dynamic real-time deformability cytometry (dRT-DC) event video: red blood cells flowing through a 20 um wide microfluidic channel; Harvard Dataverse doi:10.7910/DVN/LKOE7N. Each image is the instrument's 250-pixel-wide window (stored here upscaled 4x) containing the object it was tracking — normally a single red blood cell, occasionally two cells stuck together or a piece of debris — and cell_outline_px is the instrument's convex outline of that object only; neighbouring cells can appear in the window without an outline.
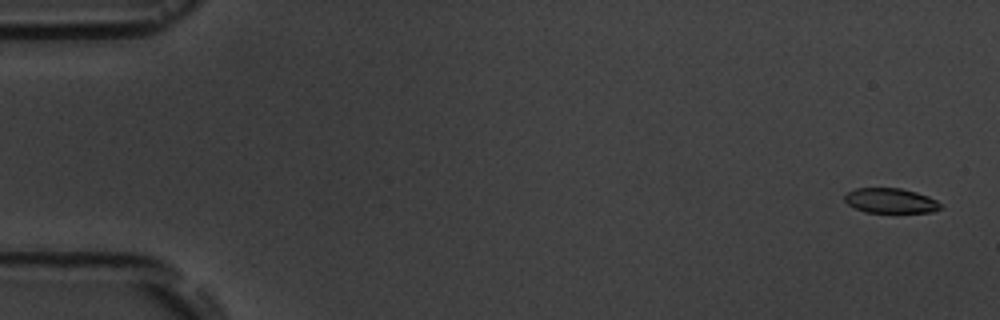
{"species": "common noctule bat (a hibernating species)", "species_latin": "Nyctalus noctula", "temperature_condition": "room temperature", "stored_images_in_passage": 15, "camera_frame_rate_fps": 3000, "um_per_image_px": 0.085, "animal": {"sex": "male", "body_mass_g": 19.5, "forearm_length_mm": 54.6}, "frame": {"image": 1, "passage_image": 1, "time_ms": 0.0, "image_size_px": [1000, 320], "cell_outline_px": [[944, 208], [932, 212], [864, 212], [848, 204], [844, 200], [844, 196], [848, 192], [856, 188], [900, 188], [916, 192], [928, 196], [936, 200]], "centroid_in_image_um": [75.71, 17.06], "position_along_channel_um": 9.3, "area_um2": 13.87}}
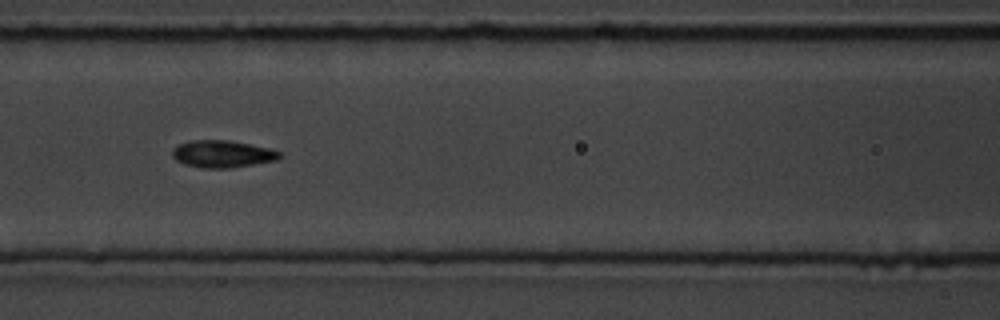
{"frame": {"image": 2, "passage_image": 7, "time_ms": 7.667, "image_size_px": [1000, 320], "cell_outline_px": [[284, 156], [276, 160], [228, 168], [200, 168], [184, 164], [176, 160], [172, 156], [172, 148], [180, 144], [192, 140], [228, 140], [268, 148], [284, 152]], "centroid_in_image_um": [18.91, 13.09], "position_along_channel_um": 147.7, "area_um2": 16.99}}
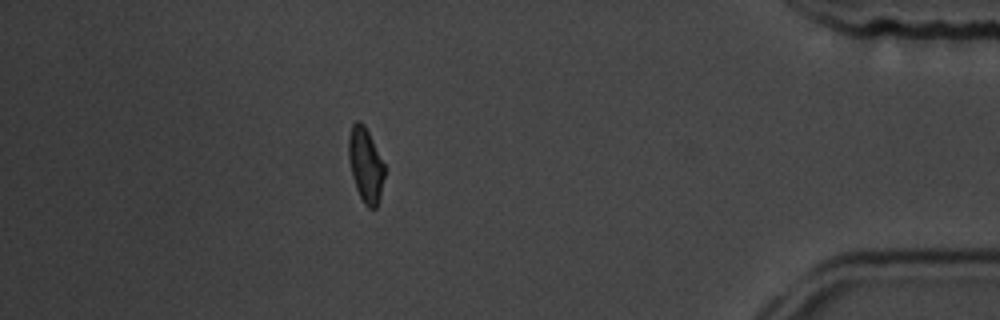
{"frame": {"image": 3, "passage_image": 14, "time_ms": 16.0, "image_size_px": [1000, 320], "cell_outline_px": [[384, 176], [380, 196], [376, 208], [368, 208], [364, 204], [356, 188], [352, 176], [348, 160], [348, 136], [352, 124], [356, 120], [360, 120], [364, 124], [384, 164]], "centroid_in_image_um": [31.05, 14.0], "position_along_channel_um": 404.2, "area_um2": 15.55}, "authors_computed_cell_mechanics": {"area_um2": 16.0106, "velocity_mm_per_s": 3.6173, "shape_relaxation_time_tau1_ms": 3.9642, "shape_relaxation_time_tau2_ms": 3.4454, "deformation_change_tau1": 0.1393, "deformation_change_tau2": 0.1044}}